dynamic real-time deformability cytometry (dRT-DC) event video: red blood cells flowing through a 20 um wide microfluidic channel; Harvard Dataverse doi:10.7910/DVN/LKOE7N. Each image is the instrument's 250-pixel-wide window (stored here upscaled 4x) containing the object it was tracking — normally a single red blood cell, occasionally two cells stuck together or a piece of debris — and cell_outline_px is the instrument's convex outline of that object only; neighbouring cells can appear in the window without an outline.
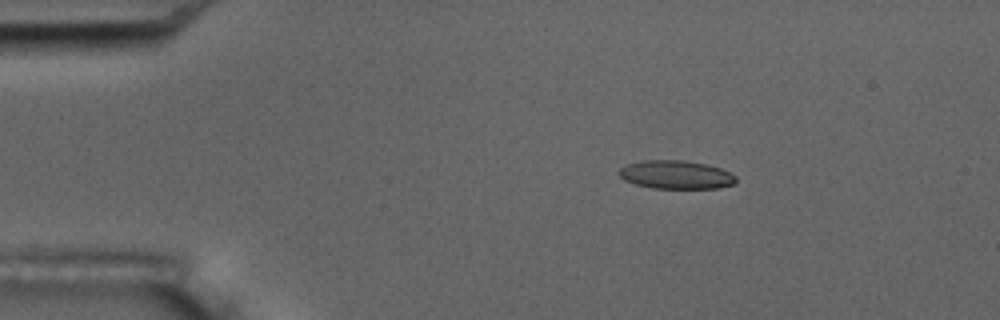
{"species": "common noctule bat (a hibernating species)", "species_latin": "Nyctalus noctula", "temperature_condition": "room temperature", "stored_images_in_passage": 4, "camera_frame_rate_fps": 3000, "um_per_image_px": 0.085, "animal": {"sex": "male", "body_mass_g": 17.5, "forearm_length_mm": 52.3}, "frame": {"image": 1, "passage_image": 2, "time_ms": 1.333, "image_size_px": [1000, 320], "cell_outline_px": [[736, 180], [732, 184], [720, 188], [652, 188], [636, 184], [624, 180], [620, 176], [620, 168], [628, 164], [640, 160], [684, 160], [708, 164], [720, 168], [736, 176]], "centroid_in_image_um": [57.46, 14.84], "position_along_channel_um": 27.5, "area_um2": 19.31}}